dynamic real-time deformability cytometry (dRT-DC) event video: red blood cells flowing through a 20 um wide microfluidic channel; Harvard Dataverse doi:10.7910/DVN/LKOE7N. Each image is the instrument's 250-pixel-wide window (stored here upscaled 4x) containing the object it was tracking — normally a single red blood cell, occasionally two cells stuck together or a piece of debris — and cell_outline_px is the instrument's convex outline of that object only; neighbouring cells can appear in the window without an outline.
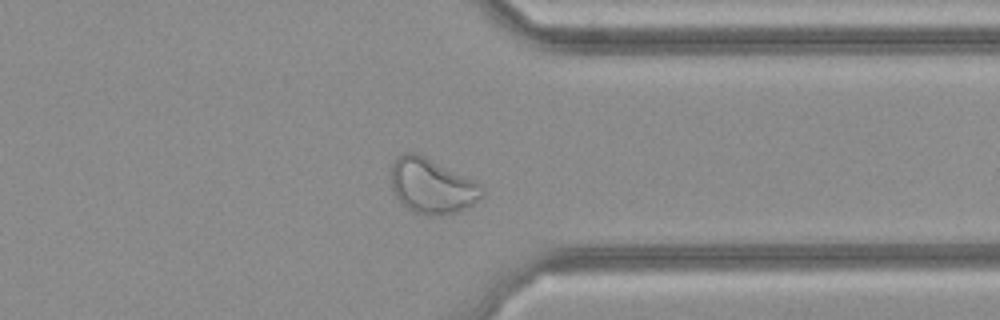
{"species": "common noctule bat (a hibernating species)", "species_latin": "Nyctalus noctula", "temperature_condition": "cold", "stored_images_in_passage": 28, "camera_frame_rate_fps": 3000, "um_per_image_px": 0.085, "animal": {"sex": "female", "body_mass_g": 21.9}, "frame": {"image": 1, "passage_image": 20, "time_ms": 6.333, "image_size_px": [1000, 320], "cell_outline_px": [[484, 192], [472, 204], [456, 212], [432, 216], [428, 216], [416, 212], [408, 208], [396, 196], [392, 188], [388, 176], [392, 164], [396, 156], [404, 152], [412, 152], [424, 156], [480, 184], [484, 188]], "centroid_in_image_um": [36.64, 15.79], "position_along_channel_um": 374.8, "area_um2": 28.84}}